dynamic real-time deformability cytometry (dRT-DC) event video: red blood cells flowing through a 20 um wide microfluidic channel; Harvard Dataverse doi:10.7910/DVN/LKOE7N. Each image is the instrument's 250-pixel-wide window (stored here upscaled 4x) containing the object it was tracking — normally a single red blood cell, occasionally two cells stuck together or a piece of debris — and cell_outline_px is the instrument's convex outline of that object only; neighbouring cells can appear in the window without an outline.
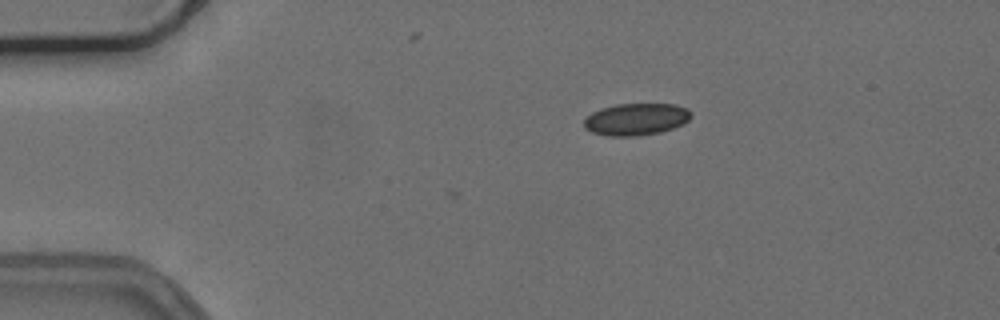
{"species": "common noctule bat (a hibernating species)", "species_latin": "Nyctalus noctula", "temperature_condition": "cold", "stored_images_in_passage": 3, "camera_frame_rate_fps": 3000, "um_per_image_px": 0.085, "animal": {"sex": "female", "body_mass_g": 24.6, "forearm_length_mm": 56.2}, "frame": {"image": 1, "passage_image": 1, "time_ms": 0.0, "image_size_px": [1000, 320], "cell_outline_px": [[692, 116], [688, 120], [672, 128], [660, 132], [636, 136], [608, 136], [592, 132], [584, 128], [584, 120], [592, 112], [600, 108], [616, 104], [676, 104], [688, 108], [692, 112]], "centroid_in_image_um": [54.06, 10.13], "position_along_channel_um": 30.9, "area_um2": 20.0}}